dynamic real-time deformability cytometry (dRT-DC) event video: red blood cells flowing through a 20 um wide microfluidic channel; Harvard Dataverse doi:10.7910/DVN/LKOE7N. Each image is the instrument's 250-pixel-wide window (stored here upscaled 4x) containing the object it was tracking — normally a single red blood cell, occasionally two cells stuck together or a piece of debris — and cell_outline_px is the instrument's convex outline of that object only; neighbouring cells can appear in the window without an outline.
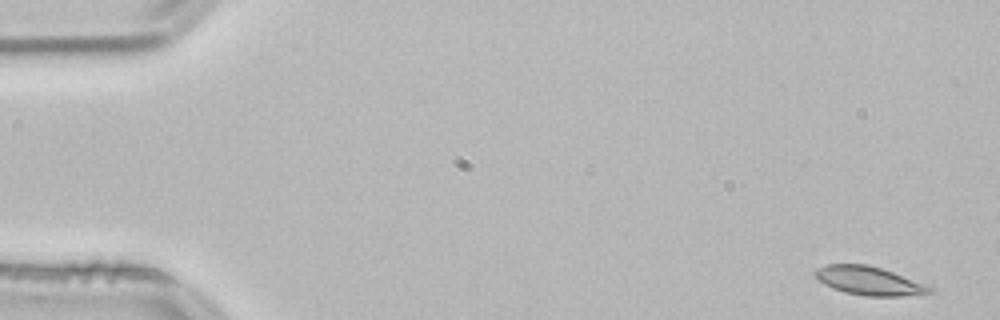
{"species": "common noctule bat (a hibernating species)", "species_latin": "Nyctalus noctula", "temperature_condition": "room temperature", "stored_images_in_passage": 52, "camera_frame_rate_fps": 3000, "um_per_image_px": 0.085, "animal": {"sex": "male", "body_mass_g": 21.5, "forearm_length_mm": 52.0}, "frame": {"image": 1, "passage_image": 1, "time_ms": 0.0, "image_size_px": [1000, 320], "cell_outline_px": [[932, 292], [900, 296], [864, 296], [844, 292], [832, 288], [824, 284], [812, 272], [816, 268], [828, 264], [868, 264], [892, 272], [932, 288]], "centroid_in_image_um": [73.77, 23.86], "position_along_channel_um": 11.2, "area_um2": 18.67}}
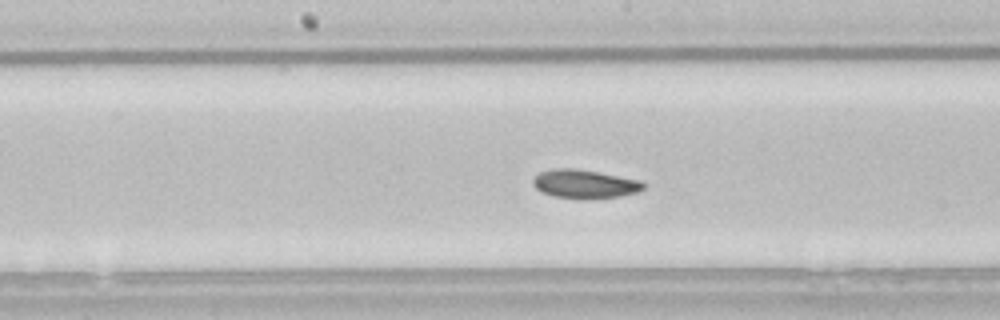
{"frame": {"image": 2, "passage_image": 26, "time_ms": 8.333, "image_size_px": [1000, 320], "cell_outline_px": [[644, 188], [636, 192], [620, 196], [588, 200], [552, 196], [540, 192], [532, 184], [532, 180], [540, 172], [552, 168], [576, 168], [640, 180], [644, 184]], "centroid_in_image_um": [49.65, 15.65], "position_along_channel_um": 198.6, "area_um2": 18.61}}
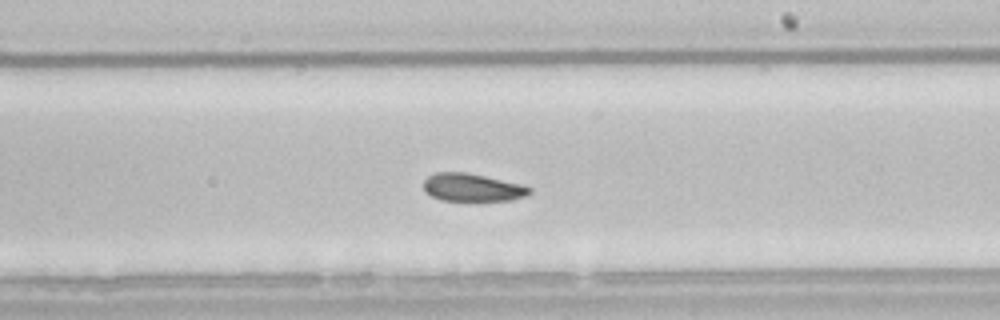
{"frame": {"image": 3, "passage_image": 30, "time_ms": 9.667, "image_size_px": [1000, 320], "cell_outline_px": [[532, 192], [524, 196], [512, 200], [476, 204], [464, 204], [440, 200], [424, 192], [424, 180], [428, 176], [436, 172], [464, 172], [484, 176], [520, 184], [532, 188]], "centroid_in_image_um": [40.13, 16.01], "position_along_channel_um": 248.9, "area_um2": 18.21}, "authors_computed_cell_mechanics": {"area_um2": 18.5249, "velocity_mm_per_s": 3.7934, "shape_relaxation_time_tau1_ms": 2.7778, "shape_relaxation_time_tau2_ms": 8.6594, "deformation_change_tau1": 0.0818, "deformation_change_tau2": 0.1083}}